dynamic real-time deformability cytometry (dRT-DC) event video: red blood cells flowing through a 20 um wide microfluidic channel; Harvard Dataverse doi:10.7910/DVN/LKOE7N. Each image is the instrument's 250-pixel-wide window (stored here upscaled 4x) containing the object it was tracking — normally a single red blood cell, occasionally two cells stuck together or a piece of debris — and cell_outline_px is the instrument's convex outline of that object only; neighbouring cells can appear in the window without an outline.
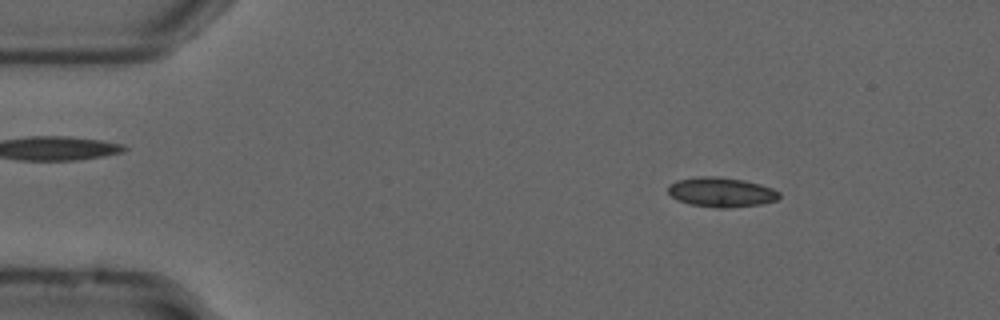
{"species": "common noctule bat (a hibernating species)", "species_latin": "Nyctalus noctula", "temperature_condition": "cold", "stored_images_in_passage": 54, "camera_frame_rate_fps": 3000, "um_per_image_px": 0.085, "animal": {"sex": "male", "forearm_length_mm": 52.5}, "frame": {"image": 1, "passage_image": 7, "time_ms": 2.0, "image_size_px": [1000, 320], "cell_outline_px": [[780, 196], [776, 200], [760, 204], [724, 208], [716, 208], [692, 204], [676, 200], [668, 192], [668, 184], [676, 180], [700, 176], [716, 176], [744, 180], [760, 184], [772, 188], [780, 192]], "centroid_in_image_um": [61.29, 16.32], "position_along_channel_um": 23.7, "area_um2": 19.19}}
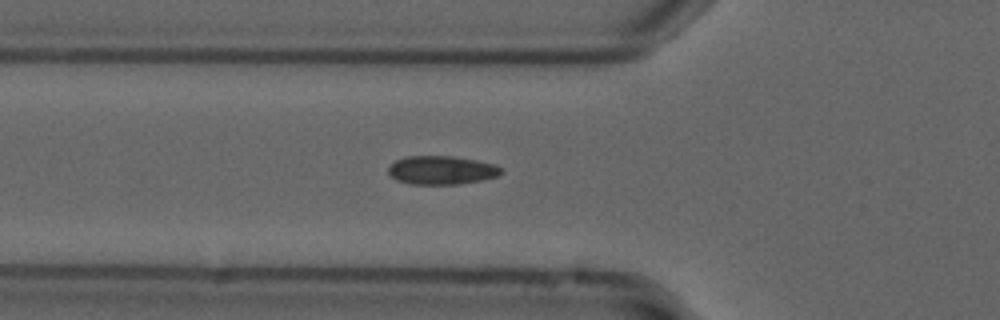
{"frame": {"image": 2, "passage_image": 18, "time_ms": 5.667, "image_size_px": [1000, 320], "cell_outline_px": [[504, 172], [496, 176], [480, 180], [460, 184], [412, 184], [396, 180], [388, 172], [388, 164], [396, 160], [408, 156], [452, 156], [476, 160], [492, 164], [504, 168]], "centroid_in_image_um": [37.52, 14.46], "position_along_channel_um": 88.3, "area_um2": 18.79}}
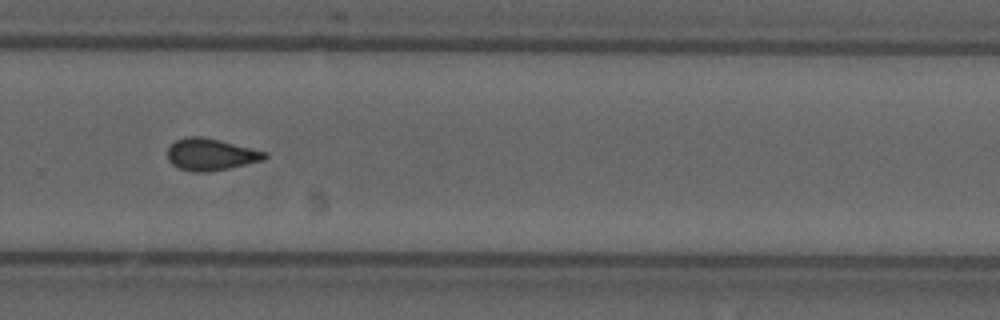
{"frame": {"image": 3, "passage_image": 36, "time_ms": 11.667, "image_size_px": [1000, 320], "cell_outline_px": [[268, 156], [264, 160], [228, 168], [208, 172], [192, 172], [180, 168], [172, 164], [168, 160], [168, 148], [176, 140], [184, 136], [200, 136], [220, 140], [268, 152]], "centroid_in_image_um": [17.92, 13.12], "position_along_channel_um": 311.9, "area_um2": 18.09}, "authors_computed_cell_mechanics": {"area_um2": 18.0914, "velocity_mm_per_s": 3.727, "shape_relaxation_time_tau1_ms": null, "shape_relaxation_time_tau2_ms": 3.2283, "deformation_change_tau1": null, "deformation_change_tau2": 0.0881}}